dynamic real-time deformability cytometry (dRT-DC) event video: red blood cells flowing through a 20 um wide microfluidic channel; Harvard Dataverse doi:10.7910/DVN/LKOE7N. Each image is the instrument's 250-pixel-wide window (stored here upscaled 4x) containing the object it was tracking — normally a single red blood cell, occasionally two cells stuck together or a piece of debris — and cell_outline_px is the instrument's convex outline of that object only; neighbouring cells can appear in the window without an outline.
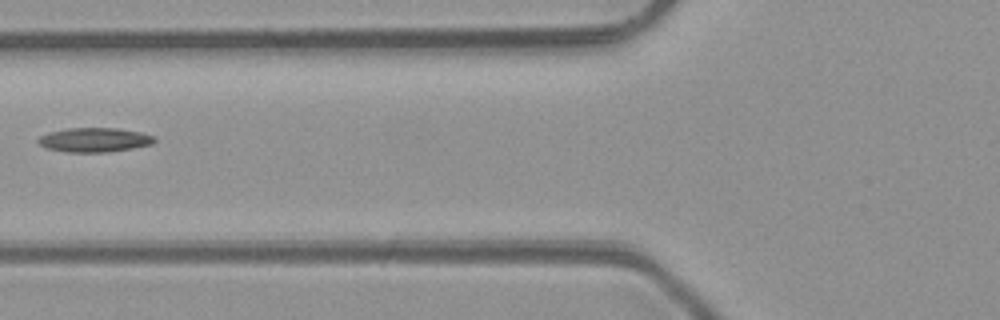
{"species": "common noctule bat (a hibernating species)", "species_latin": "Nyctalus noctula", "temperature_condition": "room temperature", "stored_images_in_passage": 3, "camera_frame_rate_fps": 3000, "um_per_image_px": 0.085, "animal": {"sex": "male", "body_mass_g": 23.1, "forearm_length_mm": 52.7}, "frame": {"image": 1, "passage_image": 3, "time_ms": 3.333, "image_size_px": [1000, 320], "cell_outline_px": [[156, 140], [152, 144], [132, 148], [108, 152], [68, 152], [48, 148], [40, 144], [36, 140], [40, 136], [48, 132], [68, 128], [120, 128], [140, 132], [156, 136]], "centroid_in_image_um": [8.05, 11.88], "position_along_channel_um": 117.7, "area_um2": 16.47}}